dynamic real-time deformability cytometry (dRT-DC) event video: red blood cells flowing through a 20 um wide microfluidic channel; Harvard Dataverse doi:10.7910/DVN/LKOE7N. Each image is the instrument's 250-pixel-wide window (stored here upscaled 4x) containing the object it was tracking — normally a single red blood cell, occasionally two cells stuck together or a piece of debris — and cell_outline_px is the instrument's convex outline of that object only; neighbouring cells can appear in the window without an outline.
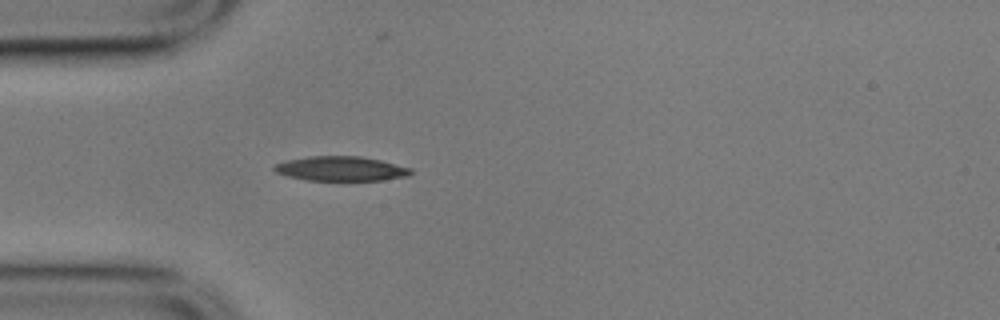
{"species": "common noctule bat (a hibernating species)", "species_latin": "Nyctalus noctula", "temperature_condition": "cold", "stored_images_in_passage": 41, "camera_frame_rate_fps": 3000, "um_per_image_px": 0.085, "animal": {"sex": "male", "body_mass_g": 17.9}, "frame": {"image": 1, "passage_image": 1, "time_ms": 0.0, "image_size_px": [1000, 320], "cell_outline_px": [[412, 172], [408, 176], [384, 180], [308, 180], [288, 176], [276, 172], [272, 168], [276, 164], [284, 160], [308, 156], [360, 156], [380, 160], [412, 168]], "centroid_in_image_um": [28.97, 14.33], "position_along_channel_um": 56.0, "area_um2": 19.54}}
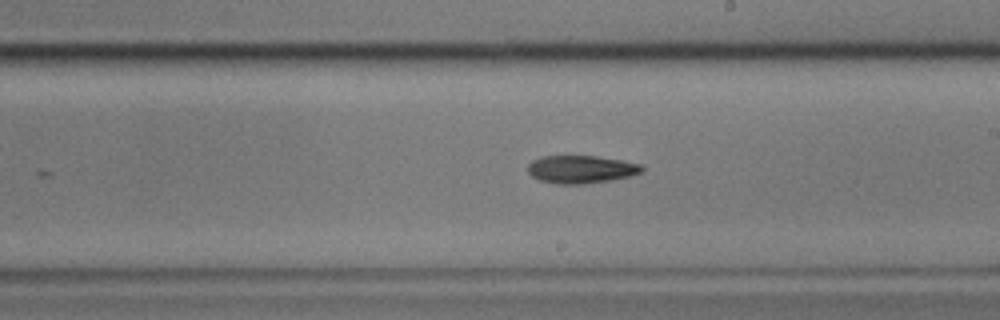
{"frame": {"image": 2, "passage_image": 17, "time_ms": 5.333, "image_size_px": [1000, 320], "cell_outline_px": [[644, 172], [612, 180], [584, 184], [556, 184], [540, 180], [532, 176], [528, 172], [528, 164], [532, 160], [540, 156], [596, 156], [620, 160], [640, 164], [644, 168]], "centroid_in_image_um": [49.38, 14.39], "position_along_channel_um": 239.6, "area_um2": 18.55}}
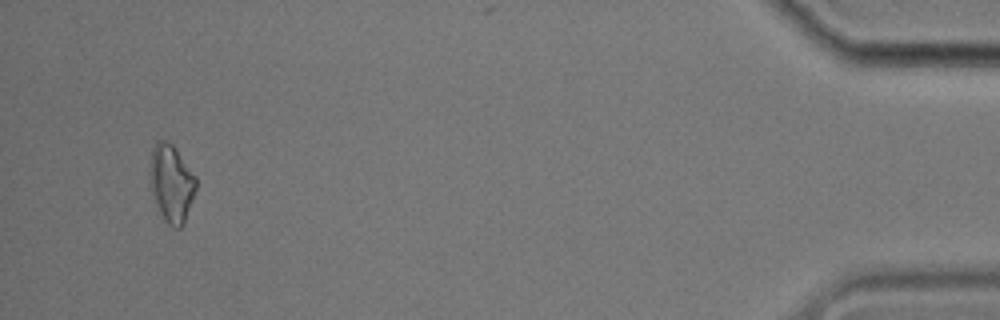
{"frame": {"image": 3, "passage_image": 39, "time_ms": 12.667, "image_size_px": [1000, 320], "cell_outline_px": [[196, 188], [184, 224], [180, 228], [172, 228], [164, 220], [152, 196], [152, 148], [156, 140], [164, 140], [172, 144], [176, 148], [196, 176]], "centroid_in_image_um": [14.6, 15.6], "position_along_channel_um": 420.6, "area_um2": 20.46}}